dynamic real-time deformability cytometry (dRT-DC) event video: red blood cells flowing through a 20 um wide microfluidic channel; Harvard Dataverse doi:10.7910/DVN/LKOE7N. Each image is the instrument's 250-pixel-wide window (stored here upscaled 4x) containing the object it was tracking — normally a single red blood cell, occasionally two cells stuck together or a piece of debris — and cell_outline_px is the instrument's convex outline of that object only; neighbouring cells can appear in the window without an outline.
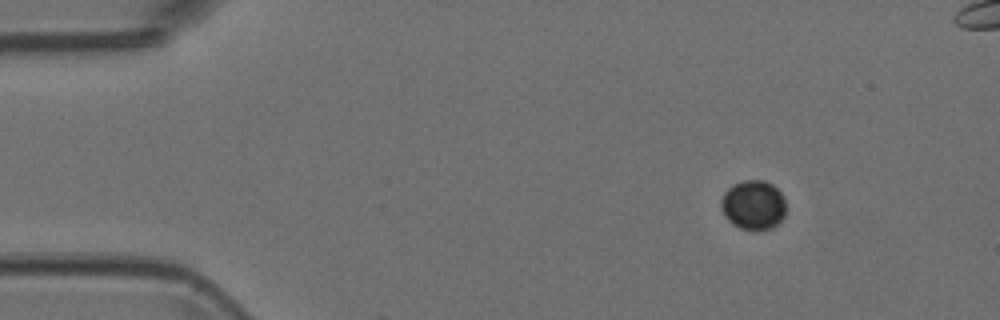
{"species": "Egyptian fruit bat (a non-hibernating species)", "species_latin": "Rousettus aegyptiacus", "temperature_condition": "room temperature", "stored_images_in_passage": 4, "camera_frame_rate_fps": 3000, "um_per_image_px": 0.085, "animal": {"sex": "female"}, "frame": {"image": 1, "passage_image": 2, "time_ms": 0.333, "image_size_px": [1000, 320], "cell_outline_px": [[784, 216], [772, 228], [756, 232], [740, 228], [732, 224], [724, 216], [720, 208], [720, 200], [724, 192], [732, 184], [744, 180], [764, 180], [772, 184], [784, 196]], "centroid_in_image_um": [64.0, 17.43], "position_along_channel_um": 21.0, "area_um2": 19.02}}